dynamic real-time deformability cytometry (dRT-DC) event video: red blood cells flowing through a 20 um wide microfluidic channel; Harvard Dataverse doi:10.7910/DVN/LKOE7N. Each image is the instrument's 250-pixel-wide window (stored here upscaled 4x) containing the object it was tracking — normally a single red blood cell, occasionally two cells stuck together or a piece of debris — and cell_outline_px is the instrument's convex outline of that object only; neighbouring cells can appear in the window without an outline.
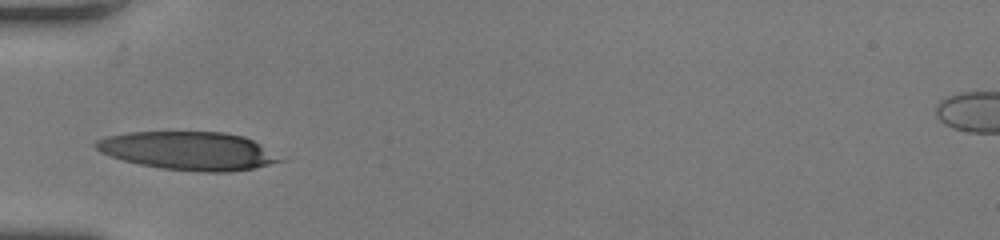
{"species": "human", "species_latin": "Homo sapiens", "temperature_condition": "room temperature", "stored_images_in_passage": 26, "camera_frame_rate_fps": 3000, "um_per_image_px": 0.085, "donor": {"sex": "female"}, "frame": {"image": 1, "passage_image": 1, "time_ms": 0.0, "image_size_px": [1000, 240], "cell_outline_px": [[288, 160], [252, 168], [228, 172], [204, 172], [164, 168], [140, 164], [124, 160], [100, 152], [92, 144], [96, 140], [108, 136], [128, 132], [224, 132], [244, 136], [260, 144]], "centroid_in_image_um": [16.05, 12.81], "position_along_channel_um": 69.0, "area_um2": 40.92}}
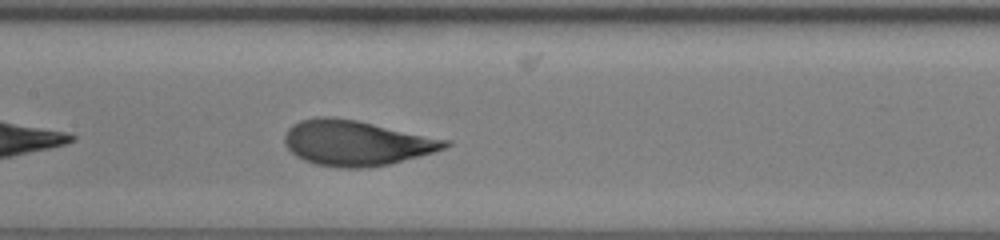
{"frame": {"image": 2, "passage_image": 9, "time_ms": 2.667, "image_size_px": [1000, 240], "cell_outline_px": [[452, 144], [444, 148], [432, 152], [388, 164], [360, 168], [340, 168], [316, 164], [304, 160], [296, 156], [288, 148], [284, 140], [284, 136], [288, 128], [292, 124], [300, 120], [320, 116], [328, 116], [356, 120], [452, 140]], "centroid_in_image_um": [30.27, 12.14], "position_along_channel_um": 177.1, "area_um2": 42.14}}
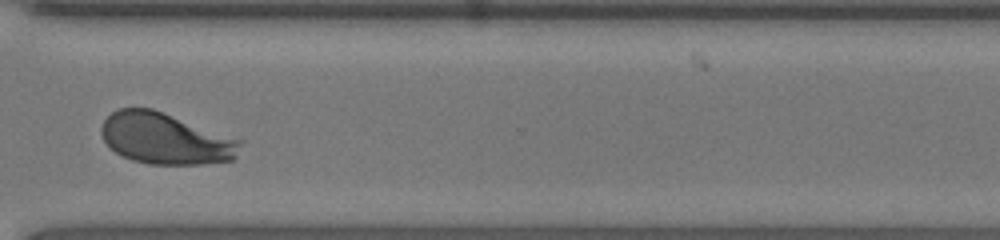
{"frame": {"image": 3, "passage_image": 22, "time_ms": 7.0, "image_size_px": [1000, 240], "cell_outline_px": [[244, 140], [236, 156], [232, 160], [204, 164], [148, 164], [132, 160], [116, 152], [104, 140], [100, 132], [100, 128], [104, 120], [112, 112], [120, 108], [152, 108]], "centroid_in_image_um": [14.09, 11.78], "position_along_channel_um": 356.5, "area_um2": 41.56}, "authors_computed_cell_mechanics": {"area_um2": 41.5004, "velocity_mm_per_s": 4.1378, "shape_relaxation_time_tau1_ms": 2.7234, "shape_relaxation_time_tau2_ms": null, "deformation_change_tau1": 0.1604, "deformation_change_tau2": null}}